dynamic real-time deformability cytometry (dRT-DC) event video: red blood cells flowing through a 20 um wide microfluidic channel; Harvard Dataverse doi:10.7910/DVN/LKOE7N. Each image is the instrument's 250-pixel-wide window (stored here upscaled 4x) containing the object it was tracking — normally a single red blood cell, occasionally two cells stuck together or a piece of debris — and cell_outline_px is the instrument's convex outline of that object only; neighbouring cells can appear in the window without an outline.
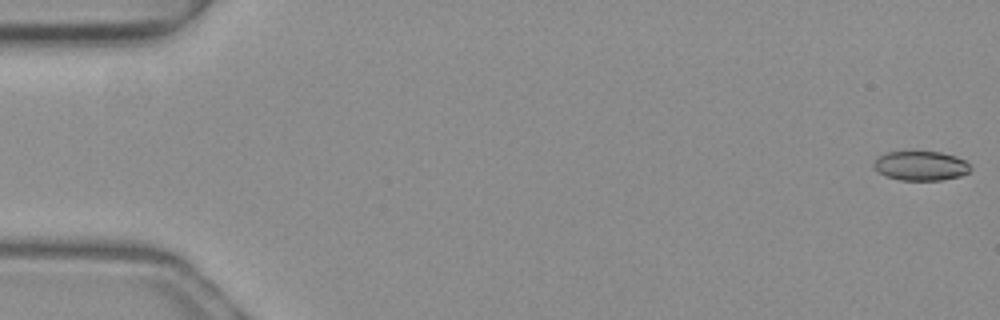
{"species": "common noctule bat (a hibernating species)", "species_latin": "Nyctalus noctula", "temperature_condition": "warm", "stored_images_in_passage": 46, "camera_frame_rate_fps": 3000, "um_per_image_px": 0.085, "animal": {"sex": "female", "body_mass_g": 19.3, "forearm_length_mm": 54.1}, "frame": {"image": 1, "passage_image": 1, "time_ms": 0.0, "image_size_px": [1000, 320], "cell_outline_px": [[972, 168], [968, 172], [960, 176], [940, 180], [900, 180], [884, 176], [872, 164], [876, 156], [888, 152], [912, 148], [940, 152], [956, 156], [964, 160]], "centroid_in_image_um": [78.22, 14.04], "position_along_channel_um": 6.8, "area_um2": 17.28}}
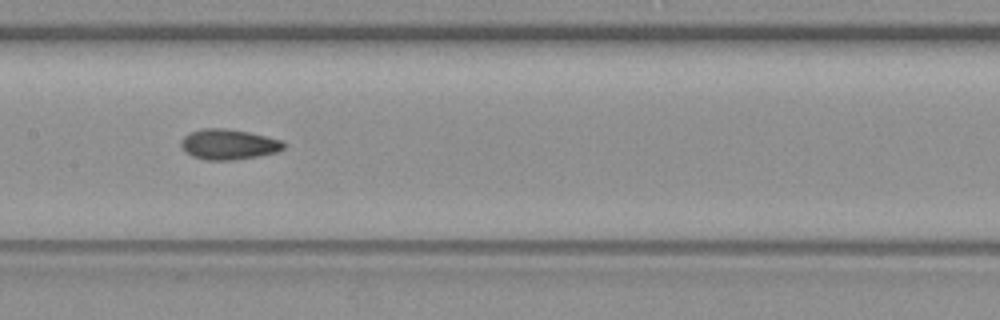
{"frame": {"image": 2, "passage_image": 26, "time_ms": 8.333, "image_size_px": [1000, 320], "cell_outline_px": [[284, 148], [276, 152], [256, 156], [232, 160], [204, 160], [192, 156], [184, 152], [180, 144], [180, 140], [188, 132], [204, 128], [224, 128], [248, 132], [284, 140]], "centroid_in_image_um": [19.38, 12.26], "position_along_channel_um": 188.0, "area_um2": 18.26}}
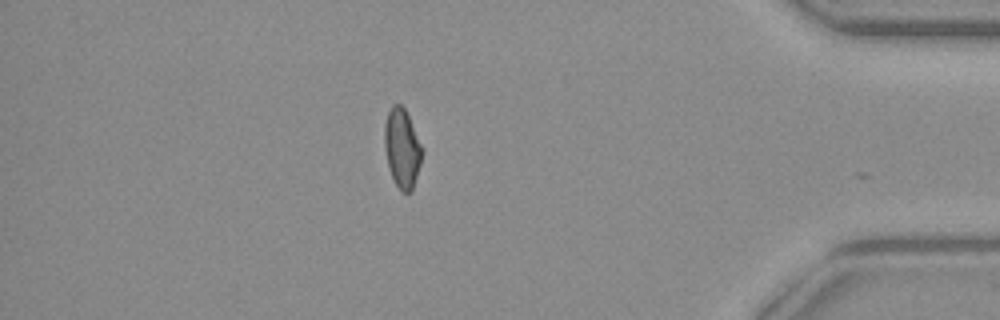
{"frame": {"image": 3, "passage_image": 45, "time_ms": 14.667, "image_size_px": [1000, 320], "cell_outline_px": [[420, 164], [412, 192], [404, 192], [396, 184], [388, 168], [384, 148], [384, 124], [388, 112], [392, 104], [400, 104], [404, 108], [408, 116], [420, 144]], "centroid_in_image_um": [34.13, 12.59], "position_along_channel_um": 401.1, "area_um2": 16.88}, "authors_computed_cell_mechanics": {"area_um2": 17.7735, "velocity_mm_per_s": 4.033, "shape_relaxation_time_tau1_ms": null, "shape_relaxation_time_tau2_ms": 1.8192, "deformation_change_tau1": null, "deformation_change_tau2": 0.072}}